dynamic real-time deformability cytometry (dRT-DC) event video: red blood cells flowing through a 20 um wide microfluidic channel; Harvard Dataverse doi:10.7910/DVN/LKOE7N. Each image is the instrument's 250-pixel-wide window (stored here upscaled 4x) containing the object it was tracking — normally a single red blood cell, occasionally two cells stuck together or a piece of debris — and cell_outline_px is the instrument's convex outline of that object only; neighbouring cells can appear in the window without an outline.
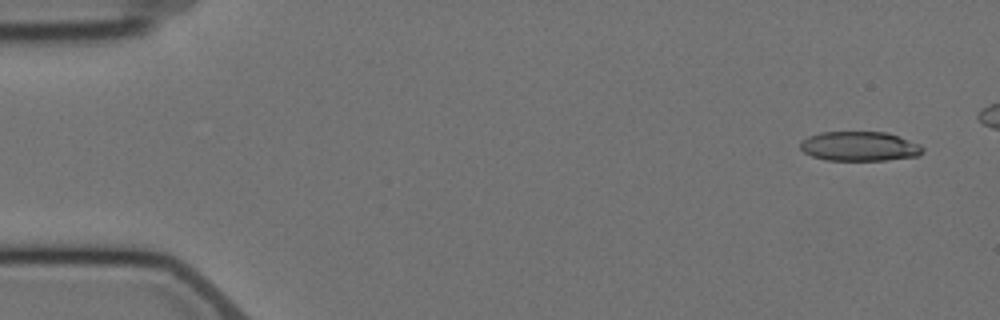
{"species": "Egyptian fruit bat (a non-hibernating species)", "species_latin": "Rousettus aegyptiacus", "temperature_condition": "cold", "stored_images_in_passage": 6, "camera_frame_rate_fps": 3000, "um_per_image_px": 0.085, "animal": {"sex": "female"}, "frame": {"image": 1, "passage_image": 1, "time_ms": 0.0, "image_size_px": [1000, 320], "cell_outline_px": [[924, 152], [920, 156], [884, 160], [824, 160], [812, 156], [804, 152], [800, 148], [800, 144], [808, 136], [820, 132], [888, 132], [920, 144], [924, 148]], "centroid_in_image_um": [73.09, 12.44], "position_along_channel_um": 11.9, "area_um2": 21.15}}